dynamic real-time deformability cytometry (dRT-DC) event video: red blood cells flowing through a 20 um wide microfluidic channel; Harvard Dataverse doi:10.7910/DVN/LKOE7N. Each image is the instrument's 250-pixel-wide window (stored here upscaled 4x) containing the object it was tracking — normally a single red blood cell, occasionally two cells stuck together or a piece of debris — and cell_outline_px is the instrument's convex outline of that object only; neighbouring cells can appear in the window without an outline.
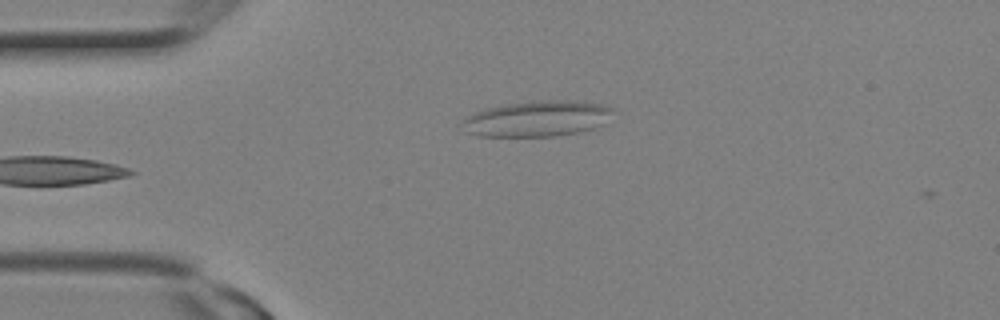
{"species": "Egyptian fruit bat (a non-hibernating species)", "species_latin": "Rousettus aegyptiacus", "temperature_condition": "room temperature", "stored_images_in_passage": 3, "camera_frame_rate_fps": 3000, "um_per_image_px": 0.085, "animal": {"sex": "female"}, "frame": {"image": 1, "passage_image": 1, "time_ms": 0.0, "image_size_px": [1000, 320], "cell_outline_px": [[616, 108], [604, 124], [596, 128], [580, 132], [556, 136], [476, 136], [464, 132], [464, 120], [468, 116], [484, 108], [508, 104], [540, 100], [564, 100], [600, 104]], "centroid_in_image_um": [45.69, 10.09], "position_along_channel_um": 39.3, "area_um2": 31.39}}